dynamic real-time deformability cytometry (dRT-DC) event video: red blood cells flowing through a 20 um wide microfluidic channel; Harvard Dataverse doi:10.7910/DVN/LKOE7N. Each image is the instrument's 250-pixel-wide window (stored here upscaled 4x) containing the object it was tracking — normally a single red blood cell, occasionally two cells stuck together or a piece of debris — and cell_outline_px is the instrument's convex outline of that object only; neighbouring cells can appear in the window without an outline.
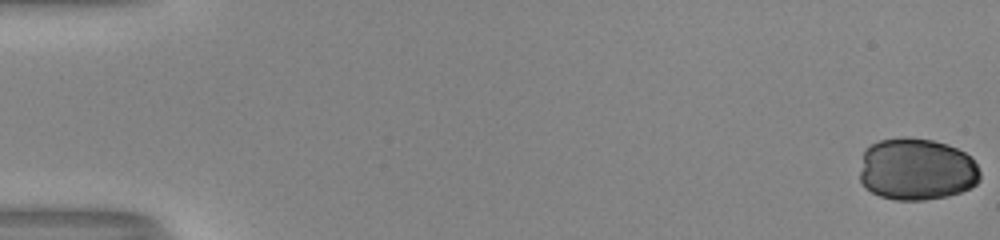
{"species": "human", "species_latin": "Homo sapiens", "temperature_condition": "room temperature", "stored_images_in_passage": 53, "camera_frame_rate_fps": 3000, "um_per_image_px": 0.085, "donor": {"sex": "male"}, "frame": {"image": 1, "passage_image": 1, "time_ms": 0.0, "image_size_px": [1000, 240], "cell_outline_px": [[980, 180], [976, 184], [960, 192], [948, 196], [924, 200], [896, 200], [880, 196], [864, 188], [860, 180], [860, 172], [864, 152], [872, 144], [880, 140], [900, 136], [908, 136], [932, 140], [948, 144], [972, 156], [980, 172]], "centroid_in_image_um": [77.92, 14.38], "position_along_channel_um": 7.1, "area_um2": 43.93}}
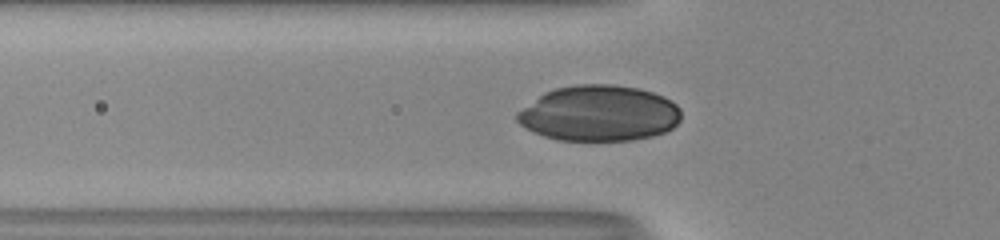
{"frame": {"image": 2, "passage_image": 20, "time_ms": 6.333, "image_size_px": [1000, 240], "cell_outline_px": [[680, 120], [672, 128], [664, 132], [652, 136], [632, 140], [556, 140], [544, 136], [520, 124], [516, 120], [516, 112], [544, 92], [556, 88], [576, 84], [612, 84], [640, 88], [664, 96], [672, 100], [680, 108]], "centroid_in_image_um": [50.93, 9.62], "position_along_channel_um": 74.9, "area_um2": 53.41}}
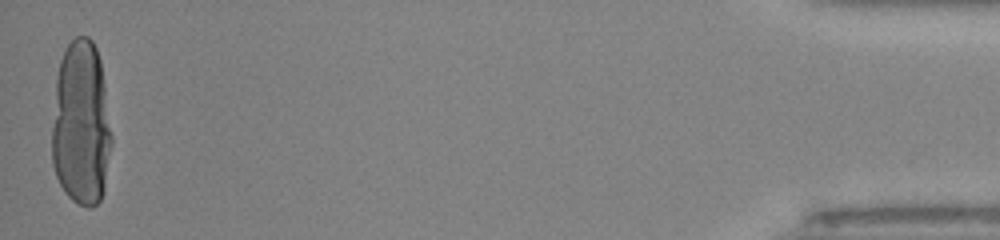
{"frame": {"image": 3, "passage_image": 53, "time_ms": 17.333, "image_size_px": [1000, 240], "cell_outline_px": [[112, 144], [104, 192], [100, 200], [92, 208], [88, 208], [72, 200], [64, 192], [56, 176], [52, 164], [52, 128], [56, 76], [60, 60], [68, 44], [76, 36], [88, 36], [92, 40], [96, 48], [100, 60], [112, 136]], "centroid_in_image_um": [6.9, 10.56], "position_along_channel_um": 428.3, "area_um2": 57.86}}